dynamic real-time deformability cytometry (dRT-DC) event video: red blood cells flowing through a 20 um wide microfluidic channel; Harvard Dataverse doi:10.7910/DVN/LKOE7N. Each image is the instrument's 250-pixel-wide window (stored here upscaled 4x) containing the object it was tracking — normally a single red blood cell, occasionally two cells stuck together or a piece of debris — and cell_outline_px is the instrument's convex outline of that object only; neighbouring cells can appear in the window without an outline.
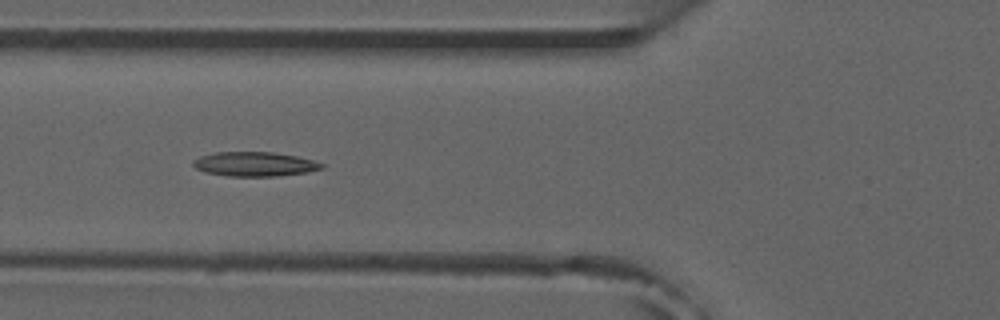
{"species": "common noctule bat (a hibernating species)", "species_latin": "Nyctalus noctula", "temperature_condition": "room temperature", "stored_images_in_passage": 48, "camera_frame_rate_fps": 3000, "um_per_image_px": 0.085, "animal": {"sex": "male", "forearm_length_mm": 52.5}, "frame": {"image": 1, "passage_image": 15, "time_ms": 4.667, "image_size_px": [1000, 320], "cell_outline_px": [[324, 168], [308, 172], [276, 176], [228, 176], [204, 172], [196, 168], [192, 164], [192, 160], [200, 156], [216, 152], [272, 152], [296, 156], [312, 160], [324, 164]], "centroid_in_image_um": [21.62, 13.95], "position_along_channel_um": 104.2, "area_um2": 18.26}}